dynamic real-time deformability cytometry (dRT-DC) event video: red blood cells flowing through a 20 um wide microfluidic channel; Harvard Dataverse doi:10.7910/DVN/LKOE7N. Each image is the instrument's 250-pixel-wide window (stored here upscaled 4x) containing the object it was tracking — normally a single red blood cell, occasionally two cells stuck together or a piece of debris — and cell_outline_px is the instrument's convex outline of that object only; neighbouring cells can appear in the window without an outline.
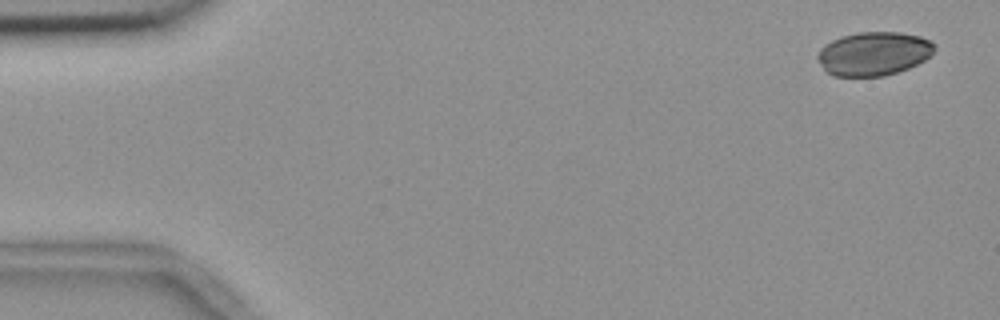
{"species": "common noctule bat (a hibernating species)", "species_latin": "Nyctalus noctula", "temperature_condition": "room temperature", "stored_images_in_passage": 5, "camera_frame_rate_fps": 3000, "um_per_image_px": 0.085, "animal": {"sex": "female", "body_mass_g": 18.4}, "frame": {"image": 1, "passage_image": 1, "time_ms": 0.0, "image_size_px": [1000, 320], "cell_outline_px": [[936, 48], [924, 60], [908, 68], [884, 76], [832, 76], [824, 68], [816, 56], [820, 48], [824, 44], [840, 36], [856, 32], [900, 32], [920, 36], [932, 40], [936, 44]], "centroid_in_image_um": [74.26, 4.54], "position_along_channel_um": 10.7, "area_um2": 29.88}}
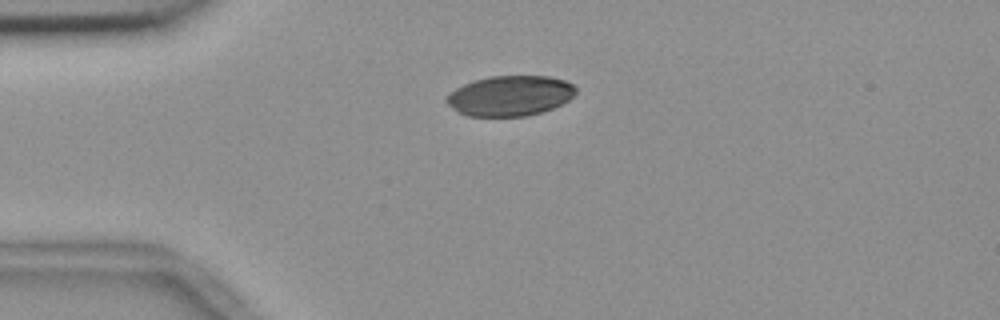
{"frame": {"image": 2, "passage_image": 4, "time_ms": 1.0, "image_size_px": [1000, 320], "cell_outline_px": [[576, 92], [568, 100], [552, 108], [528, 116], [468, 116], [452, 108], [444, 100], [456, 88], [464, 84], [488, 76], [548, 76], [564, 80], [572, 84], [576, 88]], "centroid_in_image_um": [43.35, 8.14], "position_along_channel_um": 41.6, "area_um2": 30.06}}